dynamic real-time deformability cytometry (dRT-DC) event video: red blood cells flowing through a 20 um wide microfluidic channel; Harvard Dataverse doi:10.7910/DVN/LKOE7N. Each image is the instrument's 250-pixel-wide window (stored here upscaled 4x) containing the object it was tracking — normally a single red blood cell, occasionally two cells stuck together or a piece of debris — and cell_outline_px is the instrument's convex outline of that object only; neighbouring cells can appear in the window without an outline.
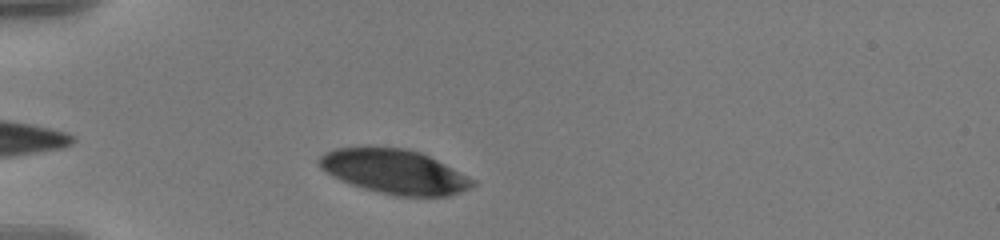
{"species": "human", "species_latin": "Homo sapiens", "temperature_condition": "warm", "stored_images_in_passage": 40, "camera_frame_rate_fps": 3000, "um_per_image_px": 0.085, "donor": {"sex": "male"}, "frame": {"image": 1, "passage_image": 5, "time_ms": 1.333, "image_size_px": [1000, 240], "cell_outline_px": [[476, 184], [472, 188], [448, 196], [396, 196], [364, 188], [352, 184], [332, 176], [320, 168], [316, 164], [316, 160], [324, 152], [336, 148], [368, 144], [408, 148], [420, 152], [476, 180]], "centroid_in_image_um": [33.47, 14.54], "position_along_channel_um": 51.5, "area_um2": 40.4}}
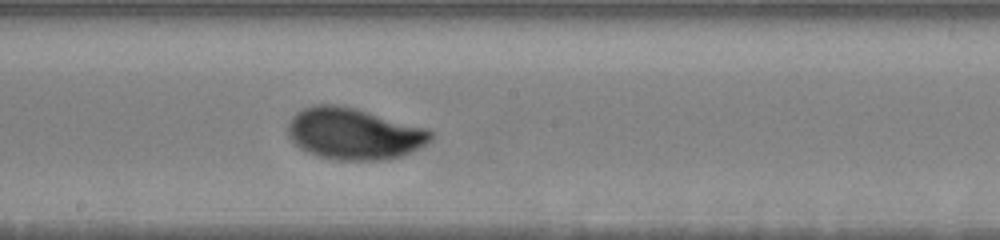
{"frame": {"image": 2, "passage_image": 21, "time_ms": 6.667, "image_size_px": [1000, 240], "cell_outline_px": [[436, 132], [432, 140], [400, 156], [388, 160], [336, 160], [316, 156], [300, 148], [288, 136], [288, 124], [292, 116], [296, 112], [304, 108], [316, 104], [336, 104], [356, 108], [428, 128]], "centroid_in_image_um": [30.09, 11.36], "position_along_channel_um": 218.1, "area_um2": 43.12}}
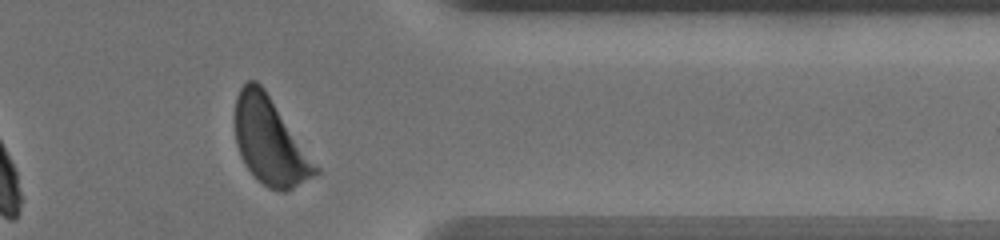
{"frame": {"image": 3, "passage_image": 36, "time_ms": 11.667, "image_size_px": [1000, 240], "cell_outline_px": [[320, 172], [292, 188], [284, 192], [280, 192], [268, 188], [244, 164], [240, 156], [236, 144], [236, 96], [240, 88], [248, 80], [256, 80], [264, 88], [320, 168]], "centroid_in_image_um": [22.95, 12.01], "position_along_channel_um": 388.5, "area_um2": 40.11}, "authors_computed_cell_mechanics": {"area_um2": 41.8761, "velocity_mm_per_s": 3.5456, "shape_relaxation_time_tau1_ms": 3.7247, "shape_relaxation_time_tau2_ms": null, "deformation_change_tau1": 0.1445, "deformation_change_tau2": null}}